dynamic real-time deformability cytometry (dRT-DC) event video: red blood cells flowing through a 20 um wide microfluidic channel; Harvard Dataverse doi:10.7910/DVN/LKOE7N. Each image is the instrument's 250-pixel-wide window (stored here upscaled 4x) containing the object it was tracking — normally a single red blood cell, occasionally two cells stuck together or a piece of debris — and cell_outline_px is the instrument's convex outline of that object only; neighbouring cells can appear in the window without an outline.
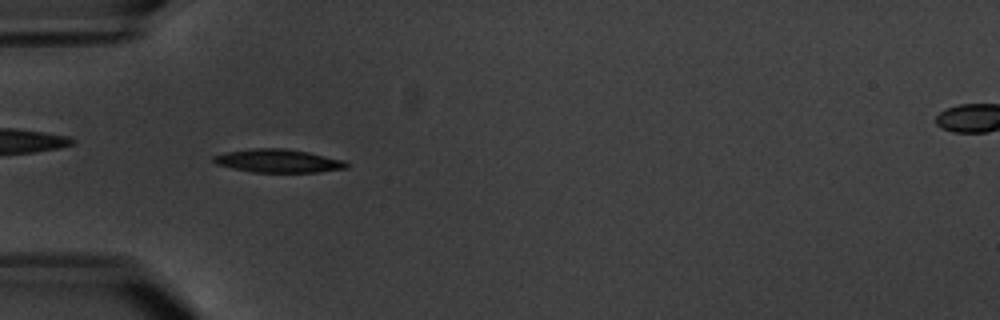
{"species": "common noctule bat (a hibernating species)", "species_latin": "Nyctalus noctula", "temperature_condition": "warm", "stored_images_in_passage": 1, "camera_frame_rate_fps": 3000, "um_per_image_px": 0.085, "animal": {"sex": "male", "body_mass_g": 20.1, "forearm_length_mm": 53.5}, "frame": {"image": 1, "passage_image": 1, "time_ms": 0.0, "image_size_px": [1000, 320], "cell_outline_px": [[348, 168], [316, 172], [252, 172], [232, 168], [216, 164], [212, 160], [212, 156], [224, 152], [248, 148], [284, 148], [308, 152], [344, 160], [348, 164]], "centroid_in_image_um": [23.6, 13.66], "position_along_channel_um": 61.4, "area_um2": 18.15}}